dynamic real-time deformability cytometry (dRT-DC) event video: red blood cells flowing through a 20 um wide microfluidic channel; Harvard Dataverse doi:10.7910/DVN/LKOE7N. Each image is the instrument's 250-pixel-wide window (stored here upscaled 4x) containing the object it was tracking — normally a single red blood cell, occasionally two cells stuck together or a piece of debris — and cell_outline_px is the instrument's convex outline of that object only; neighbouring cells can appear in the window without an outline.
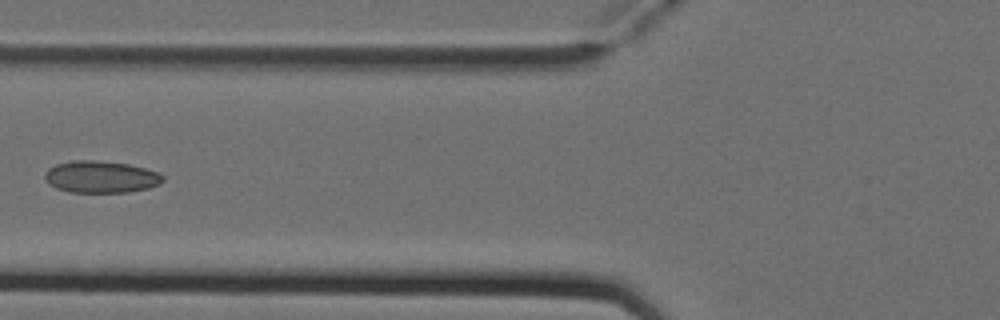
{"species": "Egyptian fruit bat (a non-hibernating species)", "species_latin": "Rousettus aegyptiacus", "temperature_condition": "cold", "stored_images_in_passage": 6, "camera_frame_rate_fps": 3000, "um_per_image_px": 0.085, "animal": {"sex": "female"}, "frame": {"image": 1, "passage_image": 6, "time_ms": 1.667, "image_size_px": [1000, 320], "cell_outline_px": [[164, 180], [160, 184], [148, 188], [128, 192], [68, 192], [56, 188], [48, 184], [44, 176], [48, 168], [56, 164], [72, 160], [96, 160], [128, 164], [160, 172], [164, 176]], "centroid_in_image_um": [8.58, 15.03], "position_along_channel_um": 117.2, "area_um2": 22.14}}